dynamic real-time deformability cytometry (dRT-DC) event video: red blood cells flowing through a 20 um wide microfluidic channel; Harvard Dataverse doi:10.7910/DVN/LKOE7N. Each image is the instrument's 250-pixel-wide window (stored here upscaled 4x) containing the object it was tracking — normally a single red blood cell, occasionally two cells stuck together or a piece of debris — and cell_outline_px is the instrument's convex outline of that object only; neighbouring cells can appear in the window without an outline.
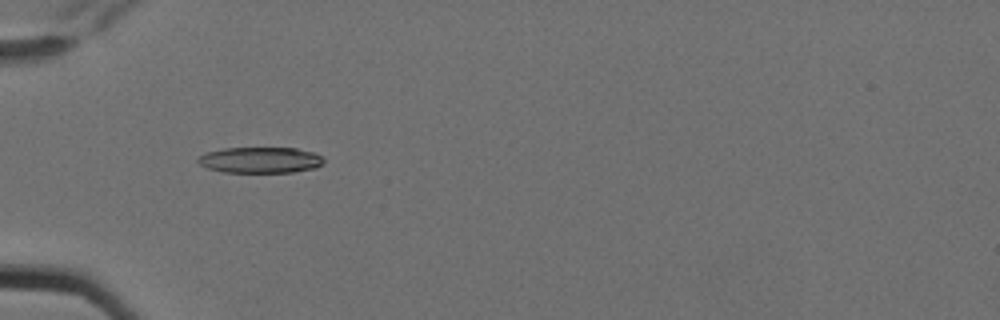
{"species": "Egyptian fruit bat (a non-hibernating species)", "species_latin": "Rousettus aegyptiacus", "temperature_condition": "cold", "stored_images_in_passage": 7, "camera_frame_rate_fps": 3000, "um_per_image_px": 0.085, "animal": {"sex": "female"}, "frame": {"image": 1, "passage_image": 6, "time_ms": 1.667, "image_size_px": [1000, 320], "cell_outline_px": [[324, 164], [316, 168], [292, 172], [224, 172], [208, 168], [200, 164], [196, 160], [204, 152], [224, 148], [296, 148], [316, 152], [324, 156]], "centroid_in_image_um": [22.18, 13.59], "position_along_channel_um": 62.8, "area_um2": 19.25}}